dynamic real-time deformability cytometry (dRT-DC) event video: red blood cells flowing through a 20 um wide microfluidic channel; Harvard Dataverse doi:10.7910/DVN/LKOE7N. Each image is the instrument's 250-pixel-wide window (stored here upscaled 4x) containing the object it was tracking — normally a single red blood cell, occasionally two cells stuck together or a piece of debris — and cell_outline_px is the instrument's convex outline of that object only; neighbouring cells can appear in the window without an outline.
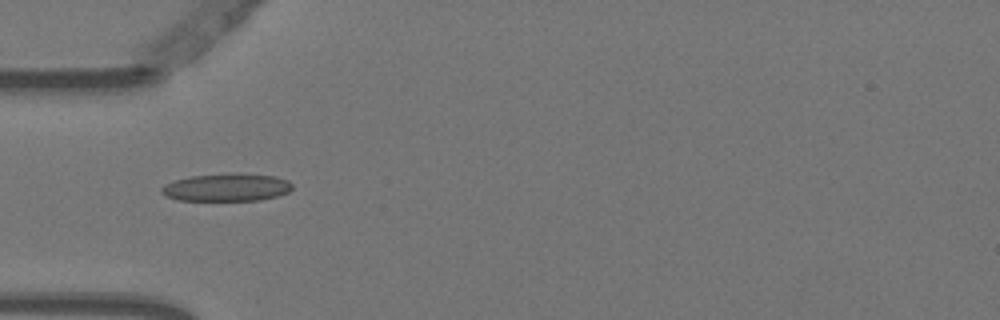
{"species": "Egyptian fruit bat (a non-hibernating species)", "species_latin": "Rousettus aegyptiacus", "temperature_condition": "warm", "stored_images_in_passage": 9, "camera_frame_rate_fps": 3000, "um_per_image_px": 0.085, "animal": {"sex": "female"}, "frame": {"image": 1, "passage_image": 5, "time_ms": 1.333, "image_size_px": [1000, 320], "cell_outline_px": [[292, 188], [288, 192], [276, 196], [260, 200], [180, 200], [164, 196], [160, 192], [160, 188], [164, 184], [176, 180], [192, 176], [276, 176], [288, 180], [292, 184]], "centroid_in_image_um": [19.22, 15.98], "position_along_channel_um": 65.8, "area_um2": 20.06}}
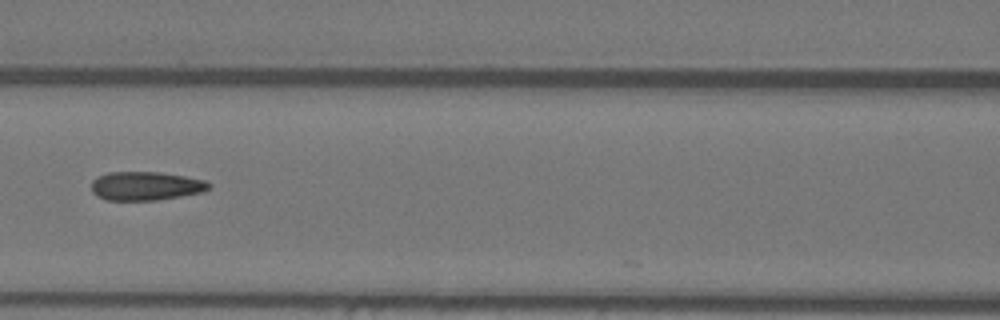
{"frame": {"image": 2, "passage_image": 7, "time_ms": 2.0, "image_size_px": [1000, 320], "cell_outline_px": [[212, 188], [204, 192], [156, 200], [104, 200], [96, 196], [92, 192], [92, 180], [108, 172], [160, 172], [184, 176], [204, 180], [212, 184]], "centroid_in_image_um": [12.41, 15.81], "position_along_channel_um": 154.2, "area_um2": 19.77}}
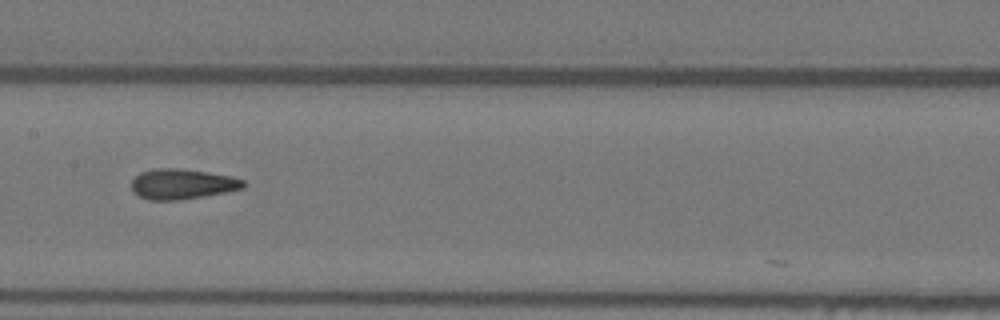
{"frame": {"image": 3, "passage_image": 8, "time_ms": 2.333, "image_size_px": [1000, 320], "cell_outline_px": [[248, 184], [244, 188], [204, 196], [180, 200], [148, 200], [132, 192], [132, 180], [140, 172], [152, 168], [176, 168], [208, 172], [232, 176], [244, 180]], "centroid_in_image_um": [15.49, 15.64], "position_along_channel_um": 191.9, "area_um2": 19.88}}